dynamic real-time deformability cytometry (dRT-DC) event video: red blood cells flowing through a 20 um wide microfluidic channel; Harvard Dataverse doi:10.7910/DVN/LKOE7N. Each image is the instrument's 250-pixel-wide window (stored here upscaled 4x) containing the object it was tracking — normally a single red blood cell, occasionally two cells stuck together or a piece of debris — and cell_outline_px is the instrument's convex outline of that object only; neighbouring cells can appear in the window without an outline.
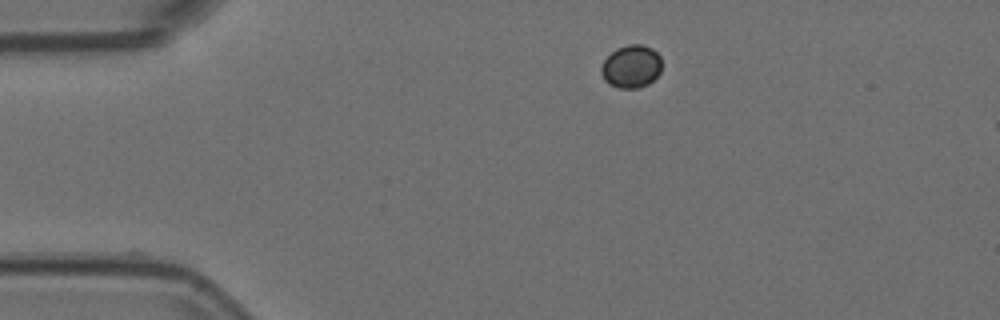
{"species": "Egyptian fruit bat (a non-hibernating species)", "species_latin": "Rousettus aegyptiacus", "temperature_condition": "room temperature", "stored_images_in_passage": 19, "camera_frame_rate_fps": 3000, "um_per_image_px": 0.085, "animal": {"sex": "female"}, "frame": {"image": 1, "passage_image": 1, "time_ms": 0.0, "image_size_px": [1000, 320], "cell_outline_px": [[660, 72], [648, 84], [636, 88], [620, 88], [608, 84], [604, 80], [600, 72], [600, 68], [604, 60], [616, 48], [628, 44], [640, 44], [652, 48], [660, 56]], "centroid_in_image_um": [53.63, 5.65], "position_along_channel_um": 31.4, "area_um2": 15.09}}
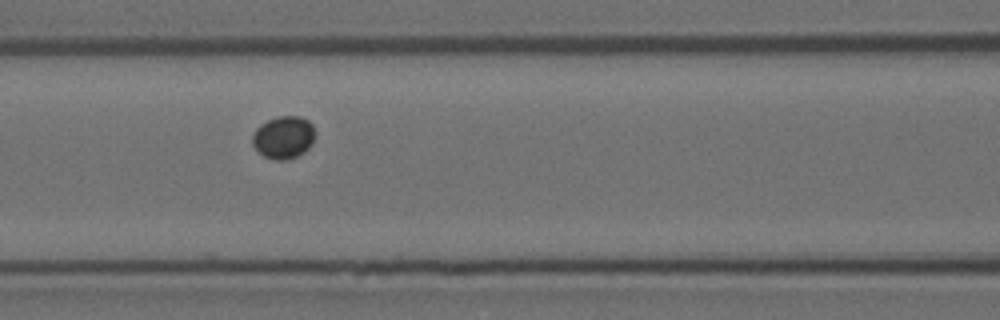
{"frame": {"image": 2, "passage_image": 14, "time_ms": 4.333, "image_size_px": [1000, 320], "cell_outline_px": [[316, 132], [312, 144], [304, 152], [296, 156], [284, 160], [276, 160], [264, 156], [252, 144], [252, 136], [256, 128], [260, 124], [276, 116], [300, 116], [308, 120], [312, 124]], "centroid_in_image_um": [24.12, 11.65], "position_along_channel_um": 142.5, "area_um2": 15.61}}
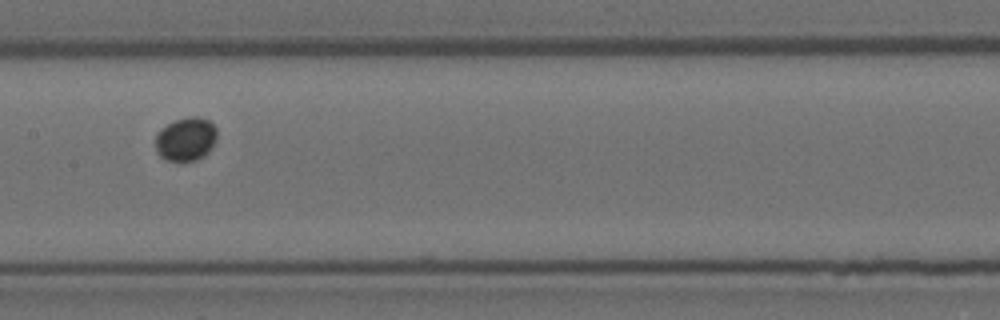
{"frame": {"image": 3, "passage_image": 18, "time_ms": 5.667, "image_size_px": [1000, 320], "cell_outline_px": [[216, 140], [212, 148], [204, 156], [196, 160], [168, 160], [160, 156], [156, 152], [156, 136], [168, 124], [176, 120], [192, 116], [208, 120], [216, 128]], "centroid_in_image_um": [15.82, 11.84], "position_along_channel_um": 191.6, "area_um2": 15.26}}